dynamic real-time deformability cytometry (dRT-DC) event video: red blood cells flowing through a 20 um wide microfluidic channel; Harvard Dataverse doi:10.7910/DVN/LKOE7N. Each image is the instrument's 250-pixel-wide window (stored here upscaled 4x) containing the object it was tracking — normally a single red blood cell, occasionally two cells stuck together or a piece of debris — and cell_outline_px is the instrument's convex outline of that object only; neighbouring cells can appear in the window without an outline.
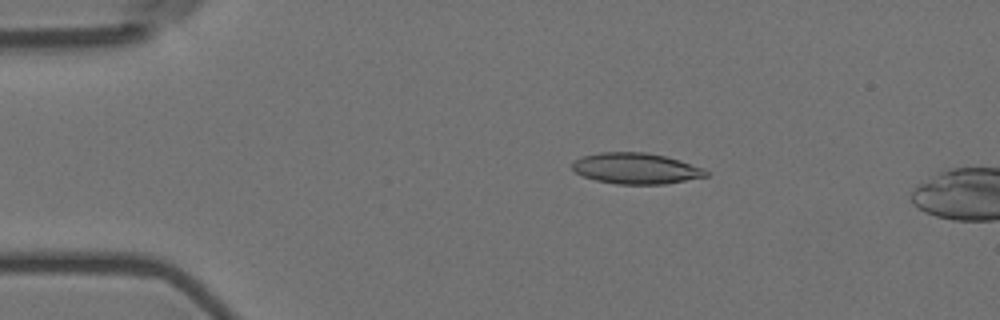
{"species": "Egyptian fruit bat (a non-hibernating species)", "species_latin": "Rousettus aegyptiacus", "temperature_condition": "room temperature", "stored_images_in_passage": 9, "camera_frame_rate_fps": 3000, "um_per_image_px": 0.085, "animal": {"sex": "female"}, "frame": {"image": 1, "passage_image": 2, "time_ms": 0.333, "image_size_px": [1000, 320], "cell_outline_px": [[708, 176], [668, 184], [616, 184], [596, 180], [584, 176], [576, 172], [572, 168], [572, 164], [576, 160], [584, 156], [600, 152], [644, 152], [664, 156], [680, 160], [704, 168], [708, 172]], "centroid_in_image_um": [54.1, 14.32], "position_along_channel_um": 30.9, "area_um2": 24.04}}